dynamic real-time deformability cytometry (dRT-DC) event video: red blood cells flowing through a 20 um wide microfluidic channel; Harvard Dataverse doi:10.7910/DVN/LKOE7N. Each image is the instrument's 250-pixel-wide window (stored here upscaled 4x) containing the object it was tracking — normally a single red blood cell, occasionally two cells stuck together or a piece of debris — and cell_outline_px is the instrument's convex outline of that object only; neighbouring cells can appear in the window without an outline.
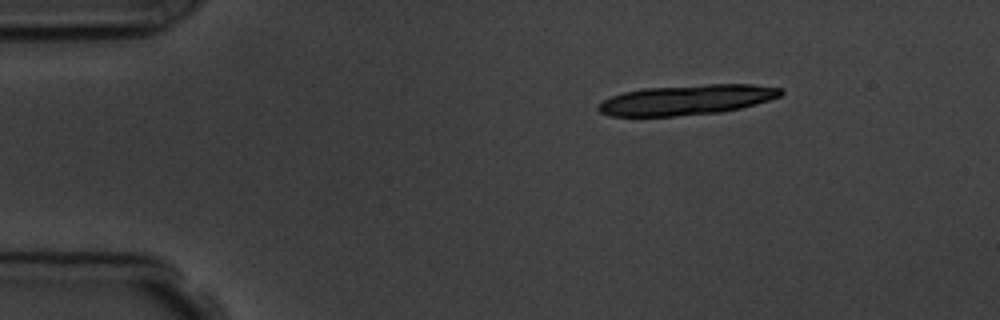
{"species": "common noctule bat (a hibernating species)", "species_latin": "Nyctalus noctula", "temperature_condition": "room temperature", "stored_images_in_passage": 6, "camera_frame_rate_fps": 3000, "um_per_image_px": 0.085, "animal": {"sex": "male", "body_mass_g": 19.5, "forearm_length_mm": 54.6}, "frame": {"image": 1, "passage_image": 1, "time_ms": 0.0, "image_size_px": [1000, 320], "cell_outline_px": [[784, 92], [780, 96], [768, 100], [740, 108], [720, 112], [676, 116], [608, 116], [600, 112], [596, 108], [604, 100], [612, 96], [624, 92], [644, 88], [708, 84], [752, 84], [780, 88]], "centroid_in_image_um": [58.35, 8.48], "position_along_channel_um": 26.6, "area_um2": 31.85}}
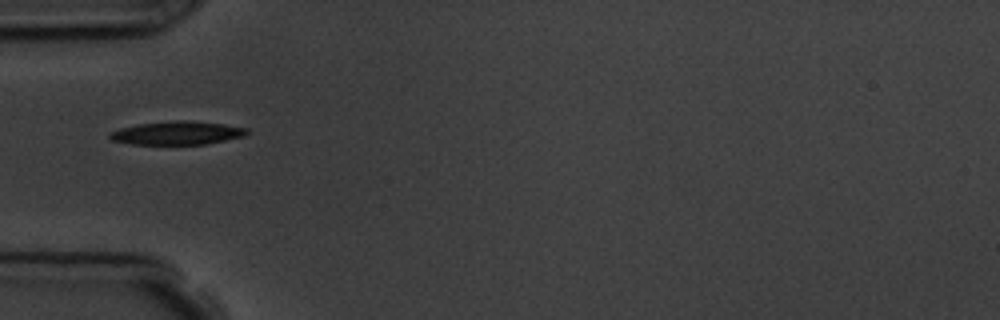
{"frame": {"image": 2, "passage_image": 4, "time_ms": 3.333, "image_size_px": [1000, 320], "cell_outline_px": [[248, 132], [244, 136], [204, 144], [132, 144], [112, 140], [108, 136], [108, 132], [120, 128], [140, 124], [172, 120], [188, 120], [224, 124], [248, 128]], "centroid_in_image_um": [15.04, 11.29], "position_along_channel_um": 70.0, "area_um2": 18.61}}